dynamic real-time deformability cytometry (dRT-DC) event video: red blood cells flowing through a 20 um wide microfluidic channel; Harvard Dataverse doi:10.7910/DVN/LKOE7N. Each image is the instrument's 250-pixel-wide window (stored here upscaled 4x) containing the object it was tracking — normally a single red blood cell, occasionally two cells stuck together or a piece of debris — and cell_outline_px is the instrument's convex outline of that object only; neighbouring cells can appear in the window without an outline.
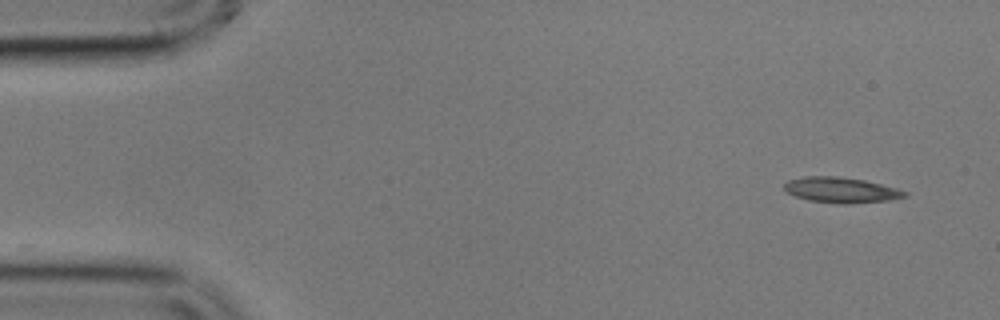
{"species": "common noctule bat (a hibernating species)", "species_latin": "Nyctalus noctula", "temperature_condition": "cold", "stored_images_in_passage": 7, "camera_frame_rate_fps": 3000, "um_per_image_px": 0.085, "animal": {"sex": "male", "body_mass_g": 17.9}, "frame": {"image": 1, "passage_image": 1, "time_ms": 0.0, "image_size_px": [1000, 320], "cell_outline_px": [[908, 196], [888, 200], [848, 204], [836, 204], [808, 200], [796, 196], [788, 192], [784, 188], [784, 184], [788, 180], [804, 176], [836, 176], [864, 180], [896, 188], [908, 192]], "centroid_in_image_um": [71.49, 16.15], "position_along_channel_um": 13.5, "area_um2": 17.86}}
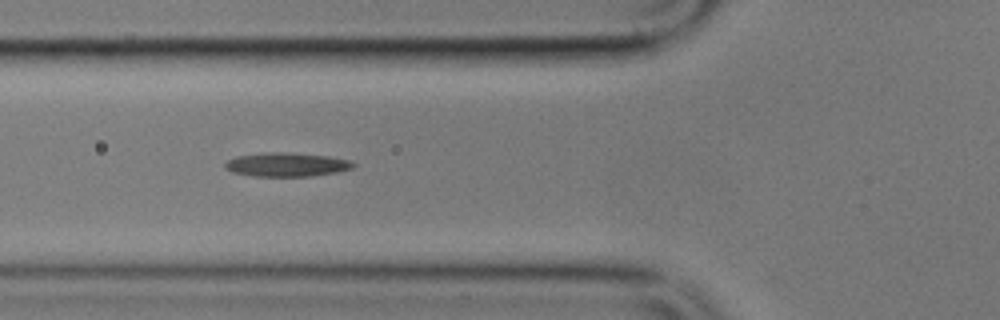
{"frame": {"image": 2, "passage_image": 5, "time_ms": 5.667, "image_size_px": [1000, 320], "cell_outline_px": [[356, 164], [352, 168], [340, 172], [312, 176], [252, 176], [232, 172], [224, 168], [224, 164], [228, 160], [236, 156], [264, 152], [284, 152], [328, 156], [348, 160]], "centroid_in_image_um": [24.34, 13.99], "position_along_channel_um": 101.5, "area_um2": 17.92}}
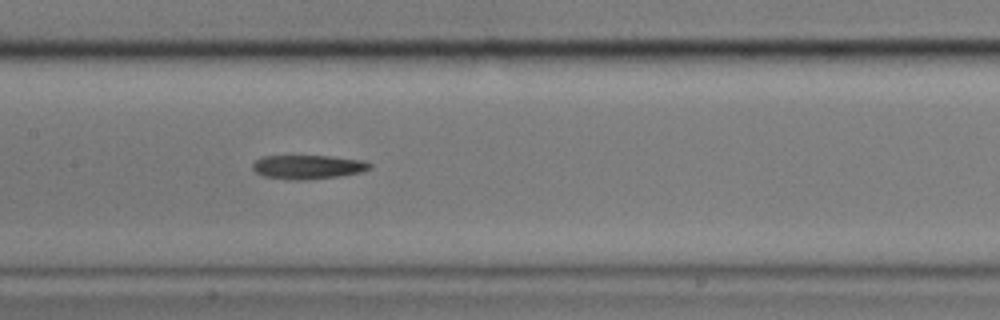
{"frame": {"image": 3, "passage_image": 7, "time_ms": 8.0, "image_size_px": [1000, 320], "cell_outline_px": [[372, 168], [360, 172], [340, 176], [308, 180], [288, 180], [264, 176], [256, 172], [252, 168], [252, 164], [260, 156], [328, 156], [364, 160], [372, 164]], "centroid_in_image_um": [26.17, 14.19], "position_along_channel_um": 181.2, "area_um2": 16.53}}